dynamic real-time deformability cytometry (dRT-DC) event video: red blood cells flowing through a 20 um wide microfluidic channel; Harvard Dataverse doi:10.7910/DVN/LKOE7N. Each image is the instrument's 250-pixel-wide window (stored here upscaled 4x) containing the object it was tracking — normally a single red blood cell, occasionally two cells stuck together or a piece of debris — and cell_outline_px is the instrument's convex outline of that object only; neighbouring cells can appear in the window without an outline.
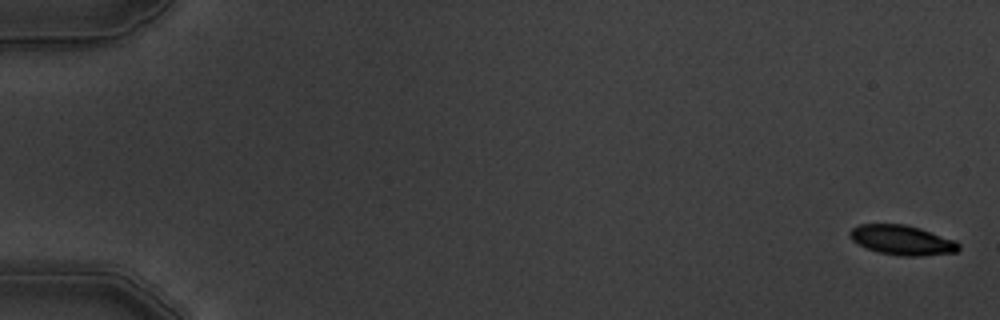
{"species": "common noctule bat (a hibernating species)", "species_latin": "Nyctalus noctula", "temperature_condition": "warm", "stored_images_in_passage": 5, "camera_frame_rate_fps": 3000, "um_per_image_px": 0.085, "animal": {"sex": "male", "body_mass_g": 19.5, "forearm_length_mm": 54.6}, "frame": {"image": 1, "passage_image": 1, "time_ms": 0.0, "image_size_px": [1000, 320], "cell_outline_px": [[960, 248], [956, 252], [920, 256], [900, 256], [880, 252], [868, 248], [852, 240], [848, 236], [848, 232], [852, 228], [860, 224], [904, 224], [920, 228], [956, 240], [960, 244]], "centroid_in_image_um": [76.7, 20.4], "position_along_channel_um": 8.3, "area_um2": 18.84}}